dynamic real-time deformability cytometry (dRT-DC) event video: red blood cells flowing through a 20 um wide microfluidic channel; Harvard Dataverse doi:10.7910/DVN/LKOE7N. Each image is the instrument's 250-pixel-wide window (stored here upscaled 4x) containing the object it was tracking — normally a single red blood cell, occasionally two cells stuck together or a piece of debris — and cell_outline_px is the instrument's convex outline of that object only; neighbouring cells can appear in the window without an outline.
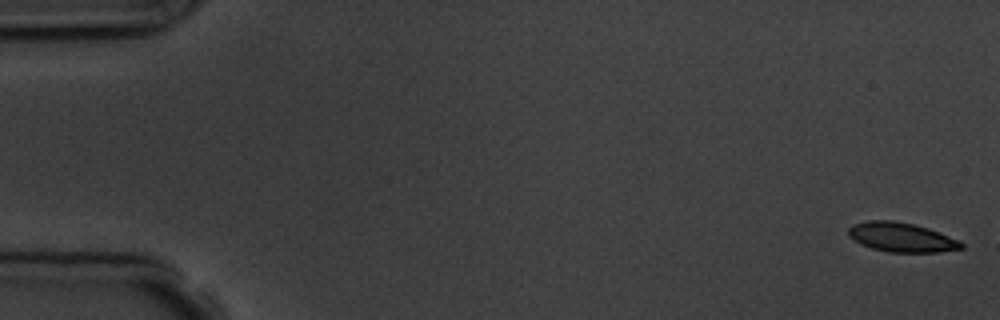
{"species": "common noctule bat (a hibernating species)", "species_latin": "Nyctalus noctula", "temperature_condition": "room temperature", "stored_images_in_passage": 3, "camera_frame_rate_fps": 3000, "um_per_image_px": 0.085, "animal": {"sex": "male", "body_mass_g": 19.5, "forearm_length_mm": 54.6}, "frame": {"image": 1, "passage_image": 1, "time_ms": 0.0, "image_size_px": [1000, 320], "cell_outline_px": [[964, 248], [940, 252], [888, 252], [872, 248], [860, 244], [848, 236], [848, 228], [852, 224], [868, 220], [892, 220], [912, 224], [928, 228], [960, 240], [964, 244]], "centroid_in_image_um": [76.62, 20.17], "position_along_channel_um": 8.4, "area_um2": 19.42}}